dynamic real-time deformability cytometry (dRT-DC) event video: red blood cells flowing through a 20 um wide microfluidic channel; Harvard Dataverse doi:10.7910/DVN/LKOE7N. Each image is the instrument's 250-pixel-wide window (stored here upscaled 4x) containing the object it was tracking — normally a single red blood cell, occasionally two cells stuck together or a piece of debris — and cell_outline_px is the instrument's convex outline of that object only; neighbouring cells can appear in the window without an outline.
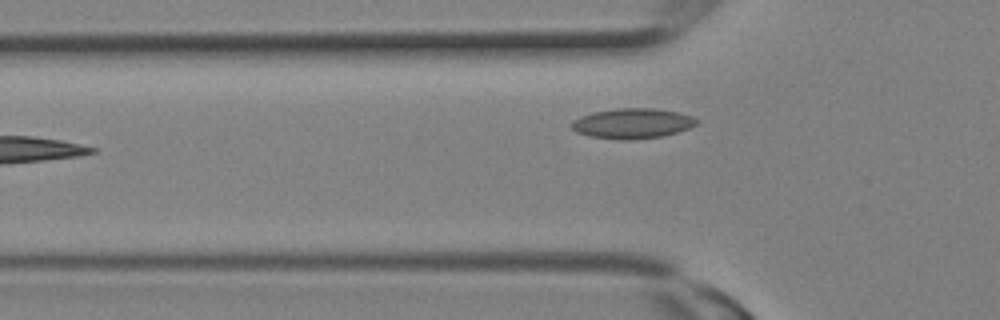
{"species": "Egyptian fruit bat (a non-hibernating species)", "species_latin": "Rousettus aegyptiacus", "temperature_condition": "room temperature", "stored_images_in_passage": 3, "camera_frame_rate_fps": 3000, "um_per_image_px": 0.085, "animal": {"sex": "female"}, "frame": {"image": 1, "passage_image": 3, "time_ms": 0.667, "image_size_px": [1000, 320], "cell_outline_px": [[700, 120], [696, 124], [688, 128], [676, 132], [660, 136], [632, 140], [616, 140], [588, 136], [576, 132], [572, 128], [572, 120], [580, 116], [592, 112], [616, 108], [652, 108], [680, 112], [692, 116]], "centroid_in_image_um": [53.73, 10.49], "position_along_channel_um": 72.1, "area_um2": 22.14}}